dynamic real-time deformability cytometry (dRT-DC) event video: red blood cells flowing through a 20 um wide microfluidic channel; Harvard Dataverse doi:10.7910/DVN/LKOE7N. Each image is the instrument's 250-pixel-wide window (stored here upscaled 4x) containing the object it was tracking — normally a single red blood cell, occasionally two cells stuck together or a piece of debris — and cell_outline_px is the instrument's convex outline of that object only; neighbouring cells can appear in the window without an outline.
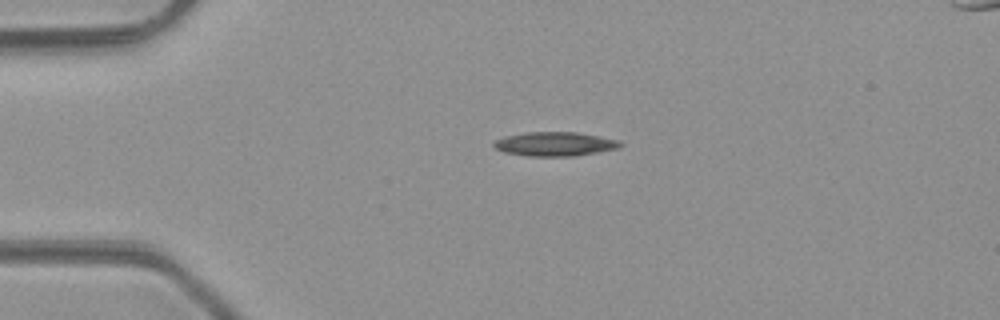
{"species": "common noctule bat (a hibernating species)", "species_latin": "Nyctalus noctula", "temperature_condition": "room temperature", "stored_images_in_passage": 5, "camera_frame_rate_fps": 3000, "um_per_image_px": 0.085, "animal": {"sex": "male", "body_mass_g": 23.1, "forearm_length_mm": 52.7}, "frame": {"image": 1, "passage_image": 1, "time_ms": 0.0, "image_size_px": [1000, 320], "cell_outline_px": [[624, 144], [620, 148], [572, 156], [528, 156], [504, 152], [496, 148], [492, 144], [496, 140], [504, 136], [528, 132], [576, 132], [620, 140]], "centroid_in_image_um": [47.18, 12.23], "position_along_channel_um": 37.8, "area_um2": 17.69}}
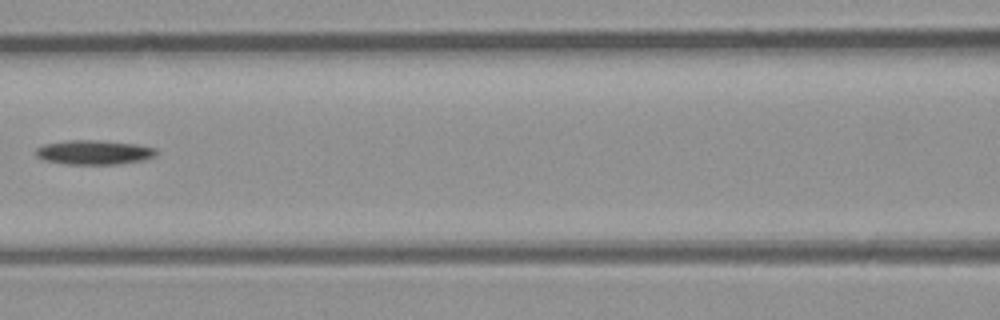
{"frame": {"image": 2, "passage_image": 4, "time_ms": 3.667, "image_size_px": [1000, 320], "cell_outline_px": [[160, 152], [156, 156], [144, 160], [116, 164], [64, 164], [44, 160], [36, 156], [36, 148], [44, 144], [72, 140], [88, 140], [136, 144], [156, 148]], "centroid_in_image_um": [8.02, 12.96], "position_along_channel_um": 158.6, "area_um2": 17.05}}
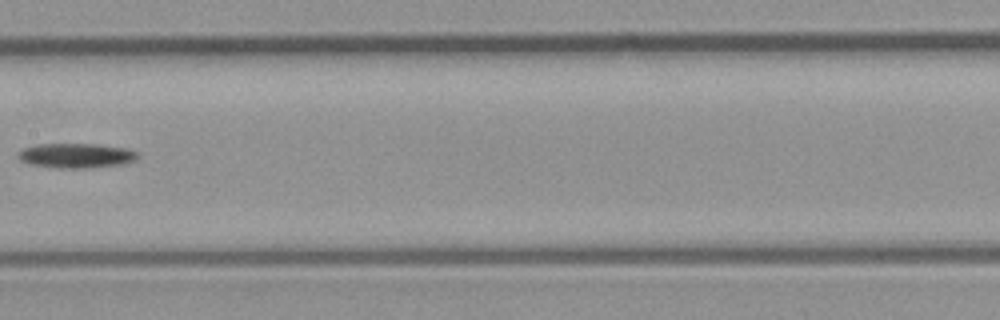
{"frame": {"image": 3, "passage_image": 5, "time_ms": 4.667, "image_size_px": [1000, 320], "cell_outline_px": [[136, 160], [124, 164], [92, 168], [56, 168], [28, 164], [20, 160], [16, 156], [16, 152], [24, 148], [40, 144], [96, 144], [124, 148], [136, 152]], "centroid_in_image_um": [6.42, 13.24], "position_along_channel_um": 201.0, "area_um2": 17.28}}